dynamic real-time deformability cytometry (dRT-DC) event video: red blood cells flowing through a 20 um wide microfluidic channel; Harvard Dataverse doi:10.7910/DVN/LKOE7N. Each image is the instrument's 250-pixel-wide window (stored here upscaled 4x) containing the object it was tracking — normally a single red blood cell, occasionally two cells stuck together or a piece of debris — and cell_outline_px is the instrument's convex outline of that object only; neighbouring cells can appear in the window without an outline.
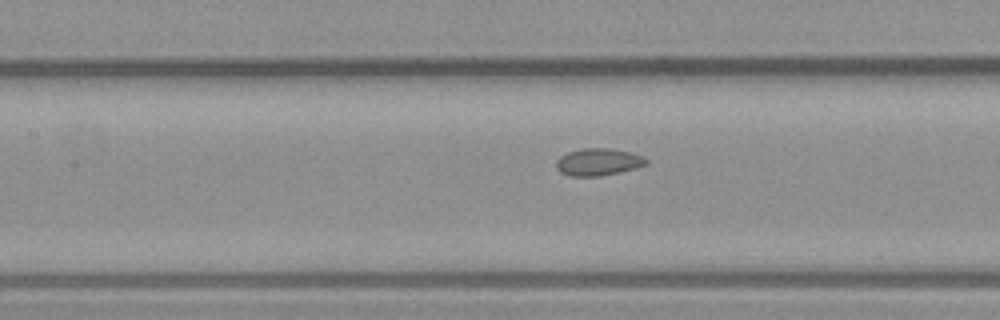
{"species": "common noctule bat (a hibernating species)", "species_latin": "Nyctalus noctula", "temperature_condition": "warm", "stored_images_in_passage": 15, "camera_frame_rate_fps": 3000, "um_per_image_px": 0.085, "animal": {"sex": "male", "body_mass_g": 23.1, "forearm_length_mm": 52.7}, "frame": {"image": 1, "passage_image": 13, "time_ms": 4.0, "image_size_px": [1000, 320], "cell_outline_px": [[648, 164], [600, 176], [568, 176], [560, 172], [556, 168], [556, 160], [560, 156], [568, 152], [580, 148], [608, 148], [628, 152], [640, 156], [648, 160]], "centroid_in_image_um": [50.77, 13.76], "position_along_channel_um": 156.6, "area_um2": 14.05}}